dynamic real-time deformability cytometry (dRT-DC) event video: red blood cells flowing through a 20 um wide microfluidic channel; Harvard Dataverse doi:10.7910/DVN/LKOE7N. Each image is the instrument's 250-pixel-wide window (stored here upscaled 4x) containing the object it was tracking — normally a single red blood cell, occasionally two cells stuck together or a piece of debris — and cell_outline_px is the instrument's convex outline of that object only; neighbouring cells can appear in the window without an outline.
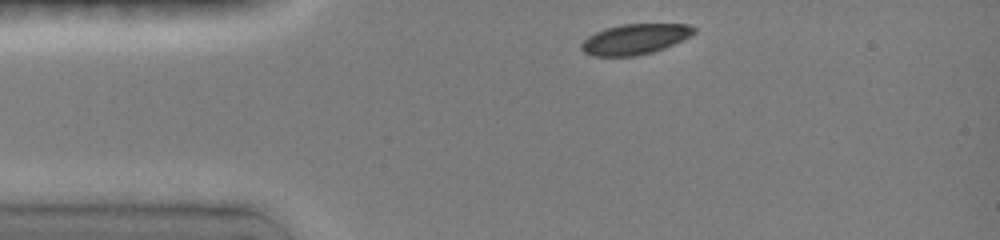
{"species": "common noctule bat (a hibernating species)", "species_latin": "Nyctalus noctula", "temperature_condition": "room temperature", "stored_images_in_passage": 14, "camera_frame_rate_fps": 3000, "um_per_image_px": 0.085, "animal": {"sex": "female", "body_mass_g": 19.0, "forearm_length_mm": 51.5}, "frame": {"image": 1, "passage_image": 2, "time_ms": 0.333, "image_size_px": [1000, 240], "cell_outline_px": [[696, 32], [672, 44], [652, 52], [632, 56], [596, 56], [584, 52], [580, 48], [580, 44], [588, 36], [604, 28], [620, 24], [688, 24], [696, 28]], "centroid_in_image_um": [53.93, 3.31], "position_along_channel_um": 31.1, "area_um2": 19.71}}
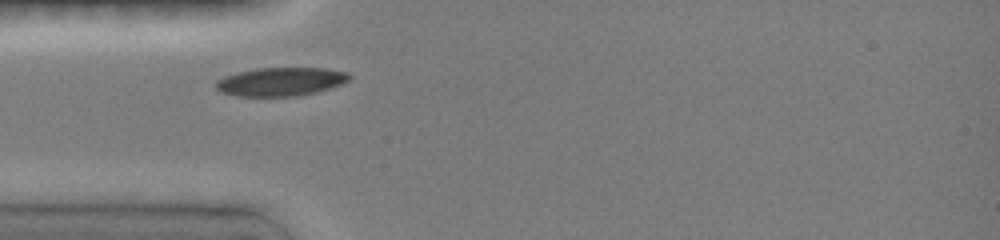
{"frame": {"image": 2, "passage_image": 13, "time_ms": 2.0, "image_size_px": [1000, 240], "cell_outline_px": [[352, 76], [348, 80], [340, 84], [328, 88], [296, 96], [240, 96], [224, 92], [216, 88], [216, 80], [224, 76], [256, 68], [324, 68], [344, 72]], "centroid_in_image_um": [23.84, 6.93], "position_along_channel_um": 61.2, "area_um2": 21.68}}